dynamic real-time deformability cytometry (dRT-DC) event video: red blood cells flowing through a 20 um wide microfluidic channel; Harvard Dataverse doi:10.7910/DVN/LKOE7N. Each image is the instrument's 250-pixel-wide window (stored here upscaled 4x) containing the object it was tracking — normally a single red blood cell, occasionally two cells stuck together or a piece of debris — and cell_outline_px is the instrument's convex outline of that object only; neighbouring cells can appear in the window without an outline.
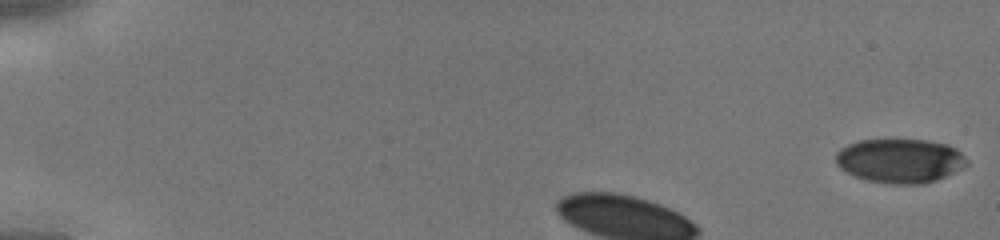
{"species": "human", "species_latin": "Homo sapiens", "temperature_condition": "cold", "stored_images_in_passage": 38, "camera_frame_rate_fps": 3000, "um_per_image_px": 0.085, "donor": {"sex": "male"}, "frame": {"image": 1, "passage_image": 1, "time_ms": 0.0, "image_size_px": [1000, 240], "cell_outline_px": [[968, 164], [964, 168], [936, 180], [924, 184], [888, 184], [864, 180], [840, 168], [836, 164], [836, 152], [840, 148], [848, 144], [860, 140], [928, 140], [948, 144], [956, 148], [968, 160]], "centroid_in_image_um": [76.52, 13.67], "position_along_channel_um": 8.5, "area_um2": 33.99}}
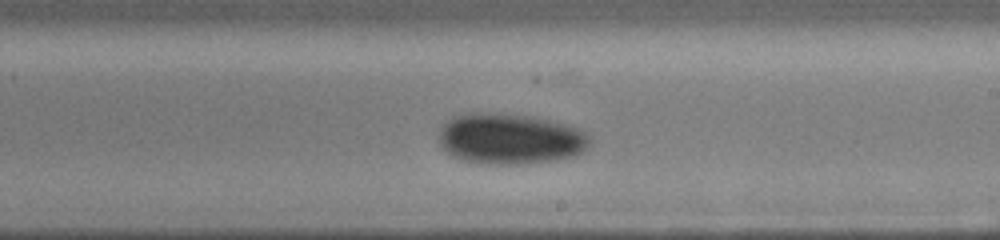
{"frame": {"image": 2, "passage_image": 20, "time_ms": 6.333, "image_size_px": [1000, 240], "cell_outline_px": [[592, 140], [588, 148], [584, 152], [576, 156], [552, 160], [524, 164], [484, 164], [460, 160], [452, 156], [440, 144], [440, 128], [452, 116], [468, 112], [504, 112], [532, 116], [580, 128]], "centroid_in_image_um": [43.36, 11.79], "position_along_channel_um": 245.6, "area_um2": 45.32}}
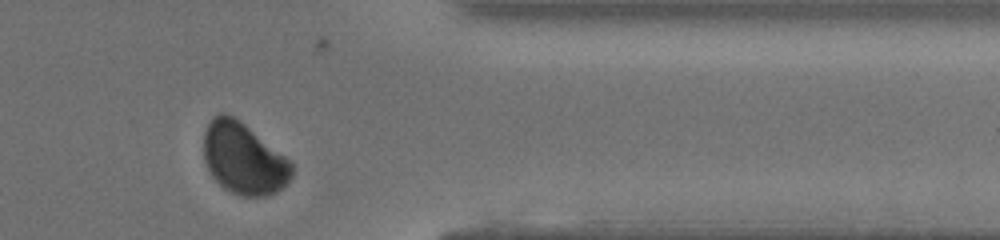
{"frame": {"image": 3, "passage_image": 30, "time_ms": 9.667, "image_size_px": [1000, 240], "cell_outline_px": [[292, 176], [276, 192], [264, 196], [240, 196], [224, 188], [212, 176], [204, 160], [204, 132], [208, 124], [220, 112], [224, 112], [232, 116], [244, 124], [284, 156], [292, 164]], "centroid_in_image_um": [20.68, 13.49], "position_along_channel_um": 390.7, "area_um2": 35.89}}